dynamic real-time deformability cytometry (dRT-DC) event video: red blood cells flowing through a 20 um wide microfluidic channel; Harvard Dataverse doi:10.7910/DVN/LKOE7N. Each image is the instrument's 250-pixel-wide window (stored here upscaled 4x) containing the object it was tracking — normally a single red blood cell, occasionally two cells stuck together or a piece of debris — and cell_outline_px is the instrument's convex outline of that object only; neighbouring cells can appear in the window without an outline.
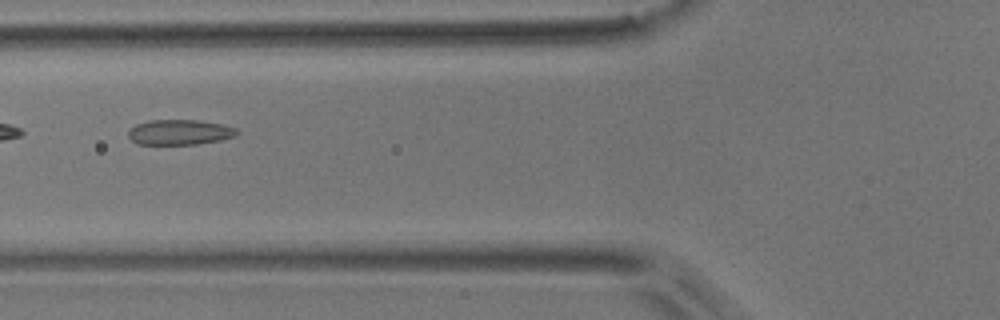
{"species": "common noctule bat (a hibernating species)", "species_latin": "Nyctalus noctula", "temperature_condition": "room temperature", "stored_images_in_passage": 6, "camera_frame_rate_fps": 3000, "um_per_image_px": 0.085, "animal": {"sex": "male", "body_mass_g": 17.9}, "frame": {"image": 1, "passage_image": 6, "time_ms": 1.667, "image_size_px": [1000, 320], "cell_outline_px": [[240, 132], [236, 136], [220, 140], [200, 144], [136, 144], [128, 136], [128, 132], [136, 124], [148, 120], [196, 120], [224, 124], [236, 128]], "centroid_in_image_um": [15.31, 11.24], "position_along_channel_um": 110.5, "area_um2": 16.07}}